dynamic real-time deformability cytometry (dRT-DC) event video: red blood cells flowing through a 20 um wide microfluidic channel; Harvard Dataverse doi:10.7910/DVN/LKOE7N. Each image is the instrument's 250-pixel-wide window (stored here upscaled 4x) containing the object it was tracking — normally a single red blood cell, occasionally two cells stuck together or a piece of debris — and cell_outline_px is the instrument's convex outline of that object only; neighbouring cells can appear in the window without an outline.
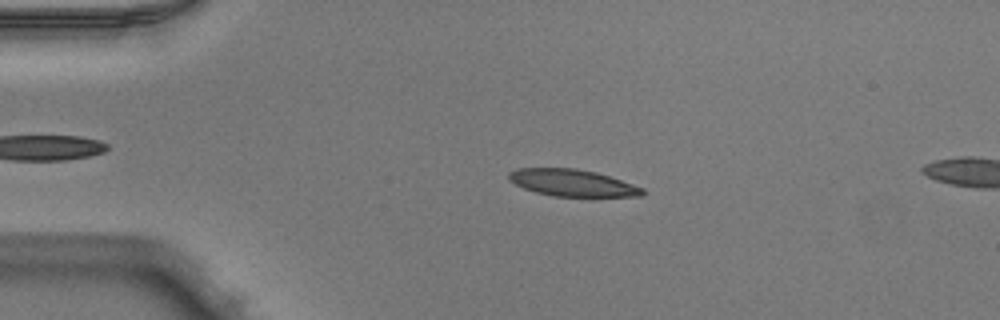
{"species": "Egyptian fruit bat (a non-hibernating species)", "species_latin": "Rousettus aegyptiacus", "temperature_condition": "warm", "stored_images_in_passage": 13, "camera_frame_rate_fps": 3000, "um_per_image_px": 0.085, "animal": {"sex": "male"}, "frame": {"image": 1, "passage_image": 10, "time_ms": 3.0, "image_size_px": [1000, 320], "cell_outline_px": [[644, 196], [552, 196], [536, 192], [524, 188], [508, 180], [508, 172], [516, 168], [576, 168], [596, 172], [644, 188]], "centroid_in_image_um": [48.61, 15.53], "position_along_channel_um": 36.4, "area_um2": 20.81}}